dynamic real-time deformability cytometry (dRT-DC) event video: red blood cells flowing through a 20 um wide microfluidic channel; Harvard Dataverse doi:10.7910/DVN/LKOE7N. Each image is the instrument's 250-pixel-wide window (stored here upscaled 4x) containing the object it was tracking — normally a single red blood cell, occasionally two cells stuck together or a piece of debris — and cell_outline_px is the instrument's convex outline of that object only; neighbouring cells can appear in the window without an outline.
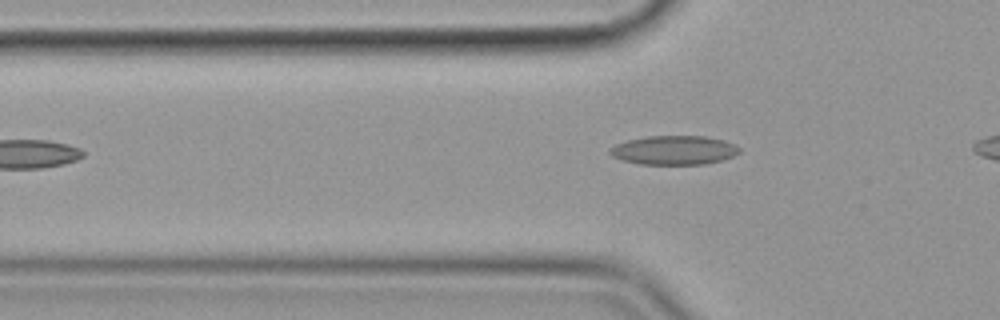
{"species": "common noctule bat (a hibernating species)", "species_latin": "Nyctalus noctula", "temperature_condition": "cold", "stored_images_in_passage": 30, "camera_frame_rate_fps": 3000, "um_per_image_px": 0.085, "animal": {"sex": "female", "body_mass_g": 19.9}, "frame": {"image": 1, "passage_image": 2, "time_ms": 0.333, "image_size_px": [1000, 320], "cell_outline_px": [[740, 152], [732, 156], [720, 160], [704, 164], [640, 164], [620, 160], [612, 156], [608, 152], [608, 148], [616, 144], [628, 140], [648, 136], [704, 136], [724, 140], [736, 144], [740, 148]], "centroid_in_image_um": [57.27, 12.76], "position_along_channel_um": 68.5, "area_um2": 21.96}}
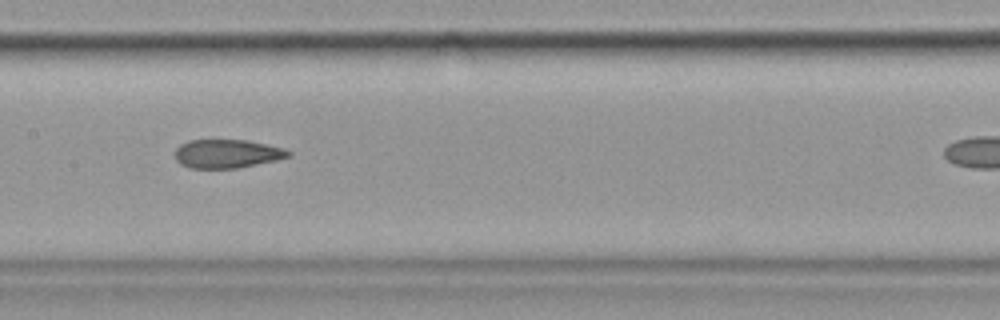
{"frame": {"image": 2, "passage_image": 12, "time_ms": 3.667, "image_size_px": [1000, 320], "cell_outline_px": [[292, 156], [276, 160], [236, 168], [188, 168], [180, 164], [176, 160], [176, 148], [180, 144], [188, 140], [248, 140], [284, 148], [292, 152]], "centroid_in_image_um": [19.3, 13.06], "position_along_channel_um": 188.1, "area_um2": 18.96}}
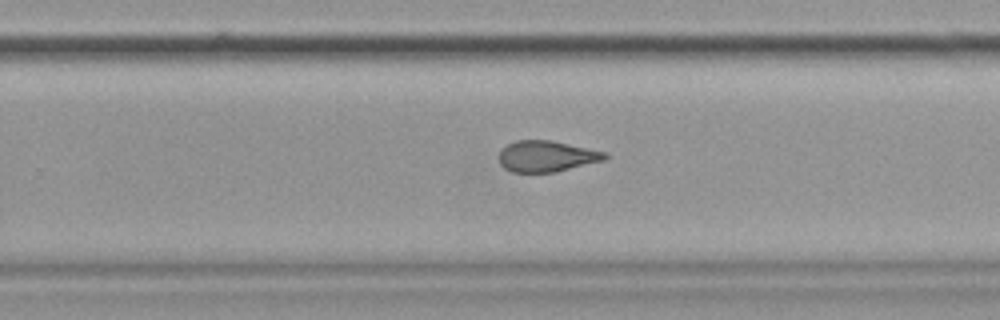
{"frame": {"image": 3, "passage_image": 20, "time_ms": 6.333, "image_size_px": [1000, 320], "cell_outline_px": [[608, 156], [604, 160], [556, 172], [512, 172], [504, 168], [500, 164], [500, 152], [508, 144], [516, 140], [552, 140], [608, 152]], "centroid_in_image_um": [46.49, 13.28], "position_along_channel_um": 283.3, "area_um2": 19.19}}